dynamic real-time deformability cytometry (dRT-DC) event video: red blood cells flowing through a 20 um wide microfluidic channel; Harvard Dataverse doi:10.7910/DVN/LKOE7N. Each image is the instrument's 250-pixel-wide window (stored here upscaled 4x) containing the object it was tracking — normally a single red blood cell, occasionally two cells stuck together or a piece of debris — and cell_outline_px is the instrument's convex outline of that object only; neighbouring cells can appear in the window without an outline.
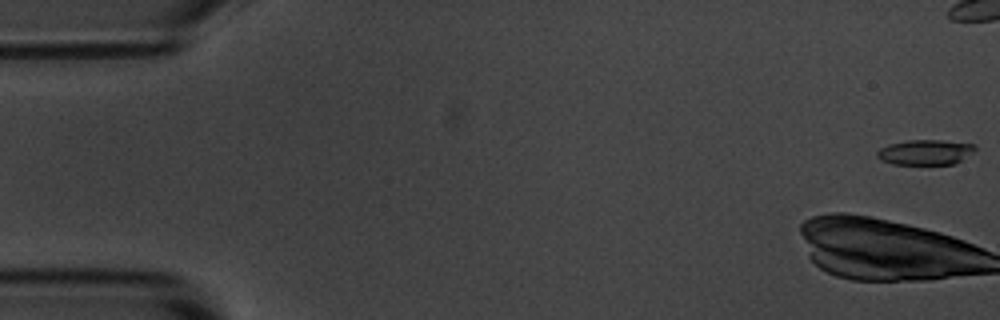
{"species": "common noctule bat (a hibernating species)", "species_latin": "Nyctalus noctula", "temperature_condition": "room temperature", "stored_images_in_passage": 17, "camera_frame_rate_fps": 3000, "um_per_image_px": 0.085, "animal": {"sex": "male", "body_mass_g": 20.1, "forearm_length_mm": 53.5}, "frame": {"image": 1, "passage_image": 1, "time_ms": 0.0, "image_size_px": [1000, 320], "cell_outline_px": [[976, 148], [972, 152], [956, 164], [892, 164], [880, 160], [876, 156], [876, 152], [880, 148], [888, 144], [908, 140], [940, 140], [976, 144]], "centroid_in_image_um": [78.63, 12.94], "position_along_channel_um": 6.4, "area_um2": 14.45}}